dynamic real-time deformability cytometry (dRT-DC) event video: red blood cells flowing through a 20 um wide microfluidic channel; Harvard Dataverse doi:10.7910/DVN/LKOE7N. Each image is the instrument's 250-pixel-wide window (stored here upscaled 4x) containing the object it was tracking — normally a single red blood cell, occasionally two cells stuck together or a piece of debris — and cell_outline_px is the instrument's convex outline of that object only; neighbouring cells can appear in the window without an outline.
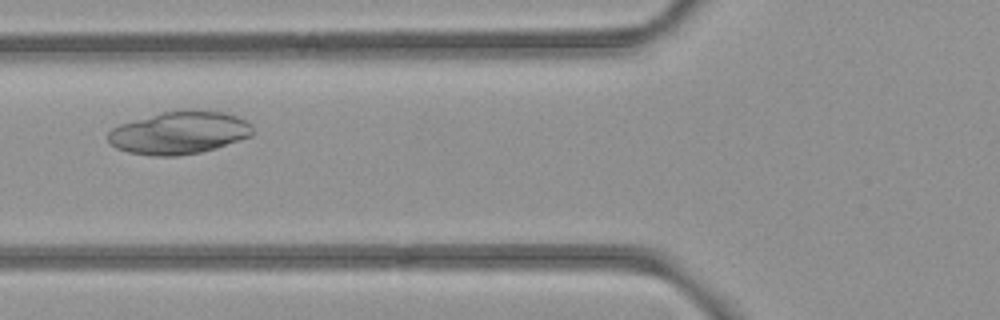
{"species": "common noctule bat (a hibernating species)", "species_latin": "Nyctalus noctula", "temperature_condition": "room temperature", "stored_images_in_passage": 32, "camera_frame_rate_fps": 3000, "um_per_image_px": 0.085, "animal": {"sex": "female", "body_mass_g": 21.9}, "frame": {"image": 1, "passage_image": 7, "time_ms": 2.0, "image_size_px": [1000, 320], "cell_outline_px": [[252, 136], [216, 148], [200, 152], [176, 156], [152, 156], [128, 152], [116, 148], [108, 140], [108, 132], [112, 128], [120, 124], [164, 112], [192, 108], [224, 112], [248, 120], [252, 128]], "centroid_in_image_um": [15.26, 11.27], "position_along_channel_um": 110.5, "area_um2": 36.13}}
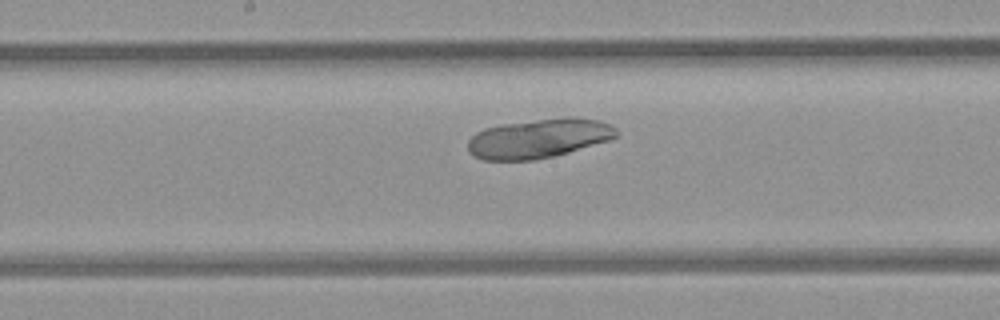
{"frame": {"image": 2, "passage_image": 14, "time_ms": 4.333, "image_size_px": [1000, 320], "cell_outline_px": [[616, 136], [608, 140], [568, 152], [552, 156], [532, 160], [484, 160], [468, 152], [468, 140], [476, 132], [484, 128], [500, 124], [572, 116], [600, 120], [616, 128]], "centroid_in_image_um": [45.76, 11.75], "position_along_channel_um": 202.4, "area_um2": 33.76}}
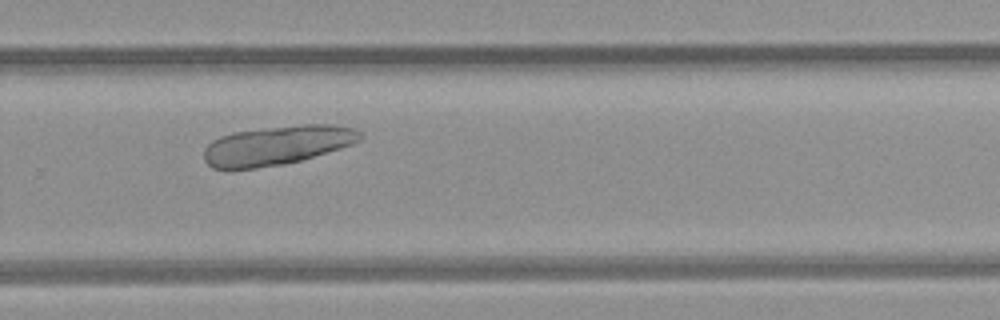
{"frame": {"image": 3, "passage_image": 22, "time_ms": 7.0, "image_size_px": [1000, 320], "cell_outline_px": [[364, 132], [360, 140], [352, 144], [340, 148], [300, 160], [284, 164], [232, 172], [212, 168], [204, 160], [204, 148], [212, 140], [220, 136], [232, 132], [304, 124], [332, 124], [352, 128]], "centroid_in_image_um": [23.48, 12.38], "position_along_channel_um": 306.3, "area_um2": 36.13}}